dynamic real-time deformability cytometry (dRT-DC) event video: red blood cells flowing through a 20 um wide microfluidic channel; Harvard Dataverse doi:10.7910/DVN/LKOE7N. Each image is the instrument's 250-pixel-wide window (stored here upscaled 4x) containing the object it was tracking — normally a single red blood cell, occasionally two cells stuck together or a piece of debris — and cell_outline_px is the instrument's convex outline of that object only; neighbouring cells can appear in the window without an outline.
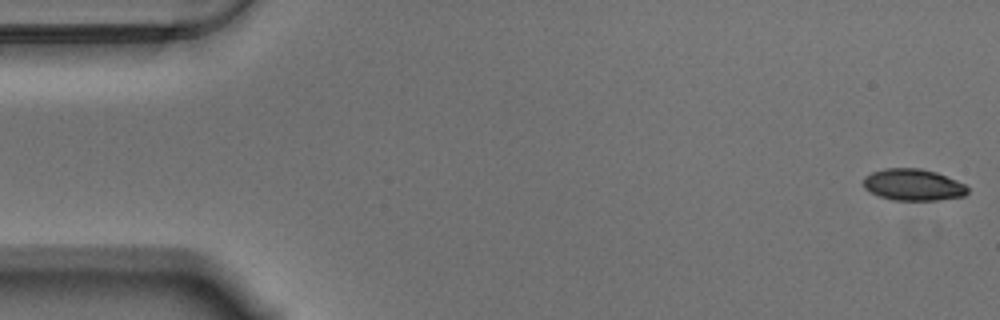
{"species": "Egyptian fruit bat (a non-hibernating species)", "species_latin": "Rousettus aegyptiacus", "temperature_condition": "warm", "stored_images_in_passage": 53, "camera_frame_rate_fps": 3000, "um_per_image_px": 0.085, "animal": {"sex": "male"}, "frame": {"image": 1, "passage_image": 1, "time_ms": 0.0, "image_size_px": [1000, 320], "cell_outline_px": [[968, 192], [964, 196], [940, 200], [892, 200], [880, 196], [864, 188], [864, 176], [872, 172], [884, 168], [920, 168], [936, 172], [956, 180], [964, 184], [968, 188]], "centroid_in_image_um": [77.62, 15.7], "position_along_channel_um": 7.4, "area_um2": 19.19}}
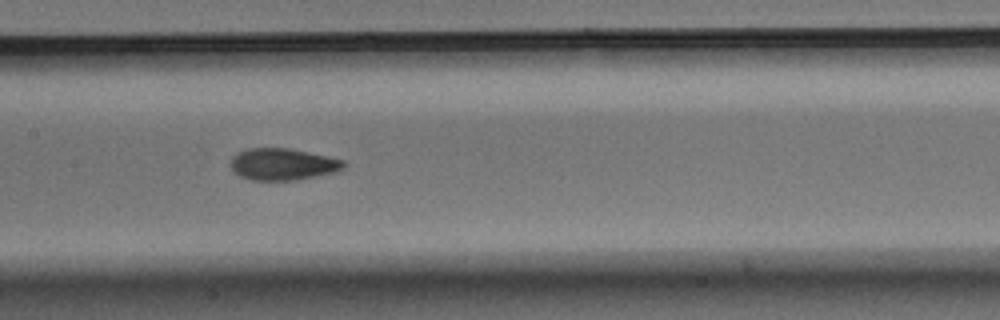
{"frame": {"image": 2, "passage_image": 27, "time_ms": 8.667, "image_size_px": [1000, 320], "cell_outline_px": [[348, 164], [344, 168], [336, 172], [296, 180], [252, 180], [240, 176], [232, 172], [228, 164], [232, 156], [236, 152], [248, 148], [288, 148], [328, 156], [344, 160]], "centroid_in_image_um": [24.0, 13.96], "position_along_channel_um": 183.4, "area_um2": 21.33}}
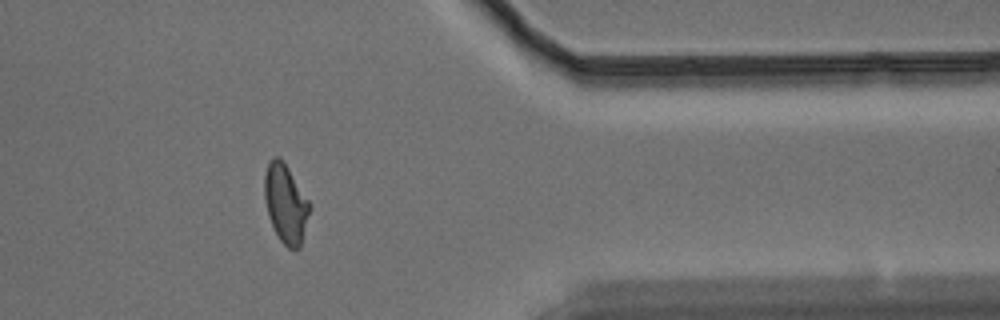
{"frame": {"image": 3, "passage_image": 46, "time_ms": 15.0, "image_size_px": [1000, 320], "cell_outline_px": [[312, 208], [300, 248], [288, 248], [280, 240], [268, 216], [264, 200], [264, 176], [268, 164], [272, 156], [280, 156], [284, 160], [312, 204]], "centroid_in_image_um": [24.31, 17.26], "position_along_channel_um": 387.1, "area_um2": 21.21}}